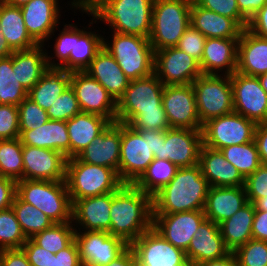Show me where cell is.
Listing matches in <instances>:
<instances>
[{"label":"cell","instance_id":"cell-1","mask_svg":"<svg viewBox=\"0 0 267 266\" xmlns=\"http://www.w3.org/2000/svg\"><path fill=\"white\" fill-rule=\"evenodd\" d=\"M72 1V0H71ZM75 10L92 16L91 22H104L113 32L149 38L154 0H73Z\"/></svg>","mask_w":267,"mask_h":266},{"label":"cell","instance_id":"cell-2","mask_svg":"<svg viewBox=\"0 0 267 266\" xmlns=\"http://www.w3.org/2000/svg\"><path fill=\"white\" fill-rule=\"evenodd\" d=\"M153 223L152 197L133 184H123L111 192L110 230L129 245L149 230Z\"/></svg>","mask_w":267,"mask_h":266},{"label":"cell","instance_id":"cell-3","mask_svg":"<svg viewBox=\"0 0 267 266\" xmlns=\"http://www.w3.org/2000/svg\"><path fill=\"white\" fill-rule=\"evenodd\" d=\"M209 188L199 164L178 168L170 182L152 197L153 214L203 210Z\"/></svg>","mask_w":267,"mask_h":266},{"label":"cell","instance_id":"cell-4","mask_svg":"<svg viewBox=\"0 0 267 266\" xmlns=\"http://www.w3.org/2000/svg\"><path fill=\"white\" fill-rule=\"evenodd\" d=\"M165 131H137L121 123L119 178L124 184H133L156 158L161 159Z\"/></svg>","mask_w":267,"mask_h":266},{"label":"cell","instance_id":"cell-5","mask_svg":"<svg viewBox=\"0 0 267 266\" xmlns=\"http://www.w3.org/2000/svg\"><path fill=\"white\" fill-rule=\"evenodd\" d=\"M65 182L71 203L115 192L124 184L114 169L88 164L78 157L67 159Z\"/></svg>","mask_w":267,"mask_h":266},{"label":"cell","instance_id":"cell-6","mask_svg":"<svg viewBox=\"0 0 267 266\" xmlns=\"http://www.w3.org/2000/svg\"><path fill=\"white\" fill-rule=\"evenodd\" d=\"M16 195L41 210L54 223L72 221V203L65 180H29L16 183Z\"/></svg>","mask_w":267,"mask_h":266},{"label":"cell","instance_id":"cell-7","mask_svg":"<svg viewBox=\"0 0 267 266\" xmlns=\"http://www.w3.org/2000/svg\"><path fill=\"white\" fill-rule=\"evenodd\" d=\"M111 32V42L109 38L103 37V47L113 56L130 80L154 73L155 51L149 38Z\"/></svg>","mask_w":267,"mask_h":266},{"label":"cell","instance_id":"cell-8","mask_svg":"<svg viewBox=\"0 0 267 266\" xmlns=\"http://www.w3.org/2000/svg\"><path fill=\"white\" fill-rule=\"evenodd\" d=\"M192 0H154L149 41L158 51L178 45L190 26Z\"/></svg>","mask_w":267,"mask_h":266},{"label":"cell","instance_id":"cell-9","mask_svg":"<svg viewBox=\"0 0 267 266\" xmlns=\"http://www.w3.org/2000/svg\"><path fill=\"white\" fill-rule=\"evenodd\" d=\"M201 125L234 112L229 75L202 74L192 83Z\"/></svg>","mask_w":267,"mask_h":266},{"label":"cell","instance_id":"cell-10","mask_svg":"<svg viewBox=\"0 0 267 266\" xmlns=\"http://www.w3.org/2000/svg\"><path fill=\"white\" fill-rule=\"evenodd\" d=\"M163 89L164 84L155 73L130 80L129 86L117 101L116 121L128 125L142 111L164 110Z\"/></svg>","mask_w":267,"mask_h":266},{"label":"cell","instance_id":"cell-11","mask_svg":"<svg viewBox=\"0 0 267 266\" xmlns=\"http://www.w3.org/2000/svg\"><path fill=\"white\" fill-rule=\"evenodd\" d=\"M256 123L232 112L202 125L203 145L220 150L231 145H240L254 140Z\"/></svg>","mask_w":267,"mask_h":266},{"label":"cell","instance_id":"cell-12","mask_svg":"<svg viewBox=\"0 0 267 266\" xmlns=\"http://www.w3.org/2000/svg\"><path fill=\"white\" fill-rule=\"evenodd\" d=\"M130 247L138 266L193 265L183 250L169 243L153 227L134 240Z\"/></svg>","mask_w":267,"mask_h":266},{"label":"cell","instance_id":"cell-13","mask_svg":"<svg viewBox=\"0 0 267 266\" xmlns=\"http://www.w3.org/2000/svg\"><path fill=\"white\" fill-rule=\"evenodd\" d=\"M82 266H103L119 257L130 245L107 231H75Z\"/></svg>","mask_w":267,"mask_h":266},{"label":"cell","instance_id":"cell-14","mask_svg":"<svg viewBox=\"0 0 267 266\" xmlns=\"http://www.w3.org/2000/svg\"><path fill=\"white\" fill-rule=\"evenodd\" d=\"M234 112L254 121H267V93L256 76L240 72L230 75Z\"/></svg>","mask_w":267,"mask_h":266},{"label":"cell","instance_id":"cell-15","mask_svg":"<svg viewBox=\"0 0 267 266\" xmlns=\"http://www.w3.org/2000/svg\"><path fill=\"white\" fill-rule=\"evenodd\" d=\"M154 73L166 85H187L203 73L200 63L178 47L155 51Z\"/></svg>","mask_w":267,"mask_h":266},{"label":"cell","instance_id":"cell-16","mask_svg":"<svg viewBox=\"0 0 267 266\" xmlns=\"http://www.w3.org/2000/svg\"><path fill=\"white\" fill-rule=\"evenodd\" d=\"M70 85L81 112L95 114L116 122L117 101L85 71L71 72Z\"/></svg>","mask_w":267,"mask_h":266},{"label":"cell","instance_id":"cell-17","mask_svg":"<svg viewBox=\"0 0 267 266\" xmlns=\"http://www.w3.org/2000/svg\"><path fill=\"white\" fill-rule=\"evenodd\" d=\"M162 105L170 128L202 130L192 84L164 86Z\"/></svg>","mask_w":267,"mask_h":266},{"label":"cell","instance_id":"cell-18","mask_svg":"<svg viewBox=\"0 0 267 266\" xmlns=\"http://www.w3.org/2000/svg\"><path fill=\"white\" fill-rule=\"evenodd\" d=\"M205 219L203 210L153 214L152 227L173 246L186 252L191 239Z\"/></svg>","mask_w":267,"mask_h":266},{"label":"cell","instance_id":"cell-19","mask_svg":"<svg viewBox=\"0 0 267 266\" xmlns=\"http://www.w3.org/2000/svg\"><path fill=\"white\" fill-rule=\"evenodd\" d=\"M202 145L201 130L169 128L162 142L161 159L169 160L178 168L194 166L199 163Z\"/></svg>","mask_w":267,"mask_h":266},{"label":"cell","instance_id":"cell-20","mask_svg":"<svg viewBox=\"0 0 267 266\" xmlns=\"http://www.w3.org/2000/svg\"><path fill=\"white\" fill-rule=\"evenodd\" d=\"M59 0H30L20 7L28 34L38 45H46L60 24Z\"/></svg>","mask_w":267,"mask_h":266},{"label":"cell","instance_id":"cell-21","mask_svg":"<svg viewBox=\"0 0 267 266\" xmlns=\"http://www.w3.org/2000/svg\"><path fill=\"white\" fill-rule=\"evenodd\" d=\"M23 179L65 180L67 158L60 152L22 145Z\"/></svg>","mask_w":267,"mask_h":266},{"label":"cell","instance_id":"cell-22","mask_svg":"<svg viewBox=\"0 0 267 266\" xmlns=\"http://www.w3.org/2000/svg\"><path fill=\"white\" fill-rule=\"evenodd\" d=\"M121 123L112 122L77 157L88 164L114 169L119 176Z\"/></svg>","mask_w":267,"mask_h":266},{"label":"cell","instance_id":"cell-23","mask_svg":"<svg viewBox=\"0 0 267 266\" xmlns=\"http://www.w3.org/2000/svg\"><path fill=\"white\" fill-rule=\"evenodd\" d=\"M110 208L111 193L74 201L72 223L75 231L108 232L110 230Z\"/></svg>","mask_w":267,"mask_h":266},{"label":"cell","instance_id":"cell-24","mask_svg":"<svg viewBox=\"0 0 267 266\" xmlns=\"http://www.w3.org/2000/svg\"><path fill=\"white\" fill-rule=\"evenodd\" d=\"M238 39L207 38L200 63L202 73L230 76L236 72Z\"/></svg>","mask_w":267,"mask_h":266},{"label":"cell","instance_id":"cell-25","mask_svg":"<svg viewBox=\"0 0 267 266\" xmlns=\"http://www.w3.org/2000/svg\"><path fill=\"white\" fill-rule=\"evenodd\" d=\"M230 252L221 236L219 225L205 219L191 239L185 253L193 266H197L205 261L223 258Z\"/></svg>","mask_w":267,"mask_h":266},{"label":"cell","instance_id":"cell-26","mask_svg":"<svg viewBox=\"0 0 267 266\" xmlns=\"http://www.w3.org/2000/svg\"><path fill=\"white\" fill-rule=\"evenodd\" d=\"M198 164L210 187H238L245 185V179L237 168L225 159L220 150L202 145Z\"/></svg>","mask_w":267,"mask_h":266},{"label":"cell","instance_id":"cell-27","mask_svg":"<svg viewBox=\"0 0 267 266\" xmlns=\"http://www.w3.org/2000/svg\"><path fill=\"white\" fill-rule=\"evenodd\" d=\"M248 203L244 186L210 187L204 206V214L219 225Z\"/></svg>","mask_w":267,"mask_h":266},{"label":"cell","instance_id":"cell-28","mask_svg":"<svg viewBox=\"0 0 267 266\" xmlns=\"http://www.w3.org/2000/svg\"><path fill=\"white\" fill-rule=\"evenodd\" d=\"M85 72L97 80L116 101L130 83V79L104 47L96 54Z\"/></svg>","mask_w":267,"mask_h":266},{"label":"cell","instance_id":"cell-29","mask_svg":"<svg viewBox=\"0 0 267 266\" xmlns=\"http://www.w3.org/2000/svg\"><path fill=\"white\" fill-rule=\"evenodd\" d=\"M237 72L256 77L267 73V39L247 28L238 39Z\"/></svg>","mask_w":267,"mask_h":266},{"label":"cell","instance_id":"cell-30","mask_svg":"<svg viewBox=\"0 0 267 266\" xmlns=\"http://www.w3.org/2000/svg\"><path fill=\"white\" fill-rule=\"evenodd\" d=\"M70 139V159L77 157L112 122L99 115L80 112L66 121Z\"/></svg>","mask_w":267,"mask_h":266},{"label":"cell","instance_id":"cell-31","mask_svg":"<svg viewBox=\"0 0 267 266\" xmlns=\"http://www.w3.org/2000/svg\"><path fill=\"white\" fill-rule=\"evenodd\" d=\"M22 145L52 149L70 159V139L66 121L49 120L39 128L20 131Z\"/></svg>","mask_w":267,"mask_h":266},{"label":"cell","instance_id":"cell-32","mask_svg":"<svg viewBox=\"0 0 267 266\" xmlns=\"http://www.w3.org/2000/svg\"><path fill=\"white\" fill-rule=\"evenodd\" d=\"M190 24L206 38H240L243 28L234 20L202 8L193 0Z\"/></svg>","mask_w":267,"mask_h":266},{"label":"cell","instance_id":"cell-33","mask_svg":"<svg viewBox=\"0 0 267 266\" xmlns=\"http://www.w3.org/2000/svg\"><path fill=\"white\" fill-rule=\"evenodd\" d=\"M88 28V29H87ZM90 27L78 28L72 24V45L69 55V72L85 71L103 47V35L88 31ZM87 30V31H86Z\"/></svg>","mask_w":267,"mask_h":266},{"label":"cell","instance_id":"cell-34","mask_svg":"<svg viewBox=\"0 0 267 266\" xmlns=\"http://www.w3.org/2000/svg\"><path fill=\"white\" fill-rule=\"evenodd\" d=\"M70 77L71 73L64 68L48 66L27 97L47 111L68 88Z\"/></svg>","mask_w":267,"mask_h":266},{"label":"cell","instance_id":"cell-35","mask_svg":"<svg viewBox=\"0 0 267 266\" xmlns=\"http://www.w3.org/2000/svg\"><path fill=\"white\" fill-rule=\"evenodd\" d=\"M1 33L13 51L28 50L38 44L28 34L20 7L0 0Z\"/></svg>","mask_w":267,"mask_h":266},{"label":"cell","instance_id":"cell-36","mask_svg":"<svg viewBox=\"0 0 267 266\" xmlns=\"http://www.w3.org/2000/svg\"><path fill=\"white\" fill-rule=\"evenodd\" d=\"M255 215V205L248 202L229 219L219 224L221 236L226 247L234 252L239 246L246 244L252 238V225Z\"/></svg>","mask_w":267,"mask_h":266},{"label":"cell","instance_id":"cell-37","mask_svg":"<svg viewBox=\"0 0 267 266\" xmlns=\"http://www.w3.org/2000/svg\"><path fill=\"white\" fill-rule=\"evenodd\" d=\"M45 45H37L28 50L16 51V76L18 82L29 92L40 80L48 67Z\"/></svg>","mask_w":267,"mask_h":266},{"label":"cell","instance_id":"cell-38","mask_svg":"<svg viewBox=\"0 0 267 266\" xmlns=\"http://www.w3.org/2000/svg\"><path fill=\"white\" fill-rule=\"evenodd\" d=\"M28 92L16 76V51L10 57L0 58V104L18 106Z\"/></svg>","mask_w":267,"mask_h":266},{"label":"cell","instance_id":"cell-39","mask_svg":"<svg viewBox=\"0 0 267 266\" xmlns=\"http://www.w3.org/2000/svg\"><path fill=\"white\" fill-rule=\"evenodd\" d=\"M177 170L169 160L155 158L133 185L153 197L170 182Z\"/></svg>","mask_w":267,"mask_h":266},{"label":"cell","instance_id":"cell-40","mask_svg":"<svg viewBox=\"0 0 267 266\" xmlns=\"http://www.w3.org/2000/svg\"><path fill=\"white\" fill-rule=\"evenodd\" d=\"M12 209L27 239L51 227L54 222L32 204L22 201L17 195L13 200Z\"/></svg>","mask_w":267,"mask_h":266},{"label":"cell","instance_id":"cell-41","mask_svg":"<svg viewBox=\"0 0 267 266\" xmlns=\"http://www.w3.org/2000/svg\"><path fill=\"white\" fill-rule=\"evenodd\" d=\"M225 159L233 164L244 179L254 173L261 165L255 141L231 145L220 149Z\"/></svg>","mask_w":267,"mask_h":266},{"label":"cell","instance_id":"cell-42","mask_svg":"<svg viewBox=\"0 0 267 266\" xmlns=\"http://www.w3.org/2000/svg\"><path fill=\"white\" fill-rule=\"evenodd\" d=\"M30 239L41 248L56 254L75 240V228L72 221L54 223Z\"/></svg>","mask_w":267,"mask_h":266},{"label":"cell","instance_id":"cell-43","mask_svg":"<svg viewBox=\"0 0 267 266\" xmlns=\"http://www.w3.org/2000/svg\"><path fill=\"white\" fill-rule=\"evenodd\" d=\"M1 176L15 180L23 179V156L20 138L0 140Z\"/></svg>","mask_w":267,"mask_h":266},{"label":"cell","instance_id":"cell-44","mask_svg":"<svg viewBox=\"0 0 267 266\" xmlns=\"http://www.w3.org/2000/svg\"><path fill=\"white\" fill-rule=\"evenodd\" d=\"M26 240L12 207L0 210V250L21 249Z\"/></svg>","mask_w":267,"mask_h":266},{"label":"cell","instance_id":"cell-45","mask_svg":"<svg viewBox=\"0 0 267 266\" xmlns=\"http://www.w3.org/2000/svg\"><path fill=\"white\" fill-rule=\"evenodd\" d=\"M61 30L62 31H59L60 33L57 36L58 38H55L56 40L53 48V53L55 55L51 56L49 55L50 52L46 51L47 65L49 67L64 68L69 72V55L72 45V23L64 24V28ZM54 58L57 60H54Z\"/></svg>","mask_w":267,"mask_h":266},{"label":"cell","instance_id":"cell-46","mask_svg":"<svg viewBox=\"0 0 267 266\" xmlns=\"http://www.w3.org/2000/svg\"><path fill=\"white\" fill-rule=\"evenodd\" d=\"M239 266H267V242L251 239L234 252Z\"/></svg>","mask_w":267,"mask_h":266},{"label":"cell","instance_id":"cell-47","mask_svg":"<svg viewBox=\"0 0 267 266\" xmlns=\"http://www.w3.org/2000/svg\"><path fill=\"white\" fill-rule=\"evenodd\" d=\"M50 120L68 121L81 112L78 100L71 85L56 99L46 111Z\"/></svg>","mask_w":267,"mask_h":266},{"label":"cell","instance_id":"cell-48","mask_svg":"<svg viewBox=\"0 0 267 266\" xmlns=\"http://www.w3.org/2000/svg\"><path fill=\"white\" fill-rule=\"evenodd\" d=\"M18 111L19 131L35 130L50 120L46 110L28 97L18 105Z\"/></svg>","mask_w":267,"mask_h":266},{"label":"cell","instance_id":"cell-49","mask_svg":"<svg viewBox=\"0 0 267 266\" xmlns=\"http://www.w3.org/2000/svg\"><path fill=\"white\" fill-rule=\"evenodd\" d=\"M204 9L234 19L243 29L247 28L248 20L240 13L236 0H193Z\"/></svg>","mask_w":267,"mask_h":266},{"label":"cell","instance_id":"cell-50","mask_svg":"<svg viewBox=\"0 0 267 266\" xmlns=\"http://www.w3.org/2000/svg\"><path fill=\"white\" fill-rule=\"evenodd\" d=\"M128 125L137 131H166L170 128L165 110L142 111Z\"/></svg>","mask_w":267,"mask_h":266},{"label":"cell","instance_id":"cell-51","mask_svg":"<svg viewBox=\"0 0 267 266\" xmlns=\"http://www.w3.org/2000/svg\"><path fill=\"white\" fill-rule=\"evenodd\" d=\"M20 137L18 106L0 104V140Z\"/></svg>","mask_w":267,"mask_h":266},{"label":"cell","instance_id":"cell-52","mask_svg":"<svg viewBox=\"0 0 267 266\" xmlns=\"http://www.w3.org/2000/svg\"><path fill=\"white\" fill-rule=\"evenodd\" d=\"M247 200L255 203L258 199L267 196V165L260 167L245 179Z\"/></svg>","mask_w":267,"mask_h":266},{"label":"cell","instance_id":"cell-53","mask_svg":"<svg viewBox=\"0 0 267 266\" xmlns=\"http://www.w3.org/2000/svg\"><path fill=\"white\" fill-rule=\"evenodd\" d=\"M206 39L207 38L199 30L195 29L190 24L183 36L180 38L179 43L176 47L189 54L195 60L201 63Z\"/></svg>","mask_w":267,"mask_h":266},{"label":"cell","instance_id":"cell-54","mask_svg":"<svg viewBox=\"0 0 267 266\" xmlns=\"http://www.w3.org/2000/svg\"><path fill=\"white\" fill-rule=\"evenodd\" d=\"M21 249L26 254L31 266H50L53 253L41 248L31 239H27Z\"/></svg>","mask_w":267,"mask_h":266},{"label":"cell","instance_id":"cell-55","mask_svg":"<svg viewBox=\"0 0 267 266\" xmlns=\"http://www.w3.org/2000/svg\"><path fill=\"white\" fill-rule=\"evenodd\" d=\"M50 266H82L74 240L68 247L51 256Z\"/></svg>","mask_w":267,"mask_h":266},{"label":"cell","instance_id":"cell-56","mask_svg":"<svg viewBox=\"0 0 267 266\" xmlns=\"http://www.w3.org/2000/svg\"><path fill=\"white\" fill-rule=\"evenodd\" d=\"M0 266H31L22 249L0 250Z\"/></svg>","mask_w":267,"mask_h":266},{"label":"cell","instance_id":"cell-57","mask_svg":"<svg viewBox=\"0 0 267 266\" xmlns=\"http://www.w3.org/2000/svg\"><path fill=\"white\" fill-rule=\"evenodd\" d=\"M16 181L7 177H0V210L9 208L16 195Z\"/></svg>","mask_w":267,"mask_h":266},{"label":"cell","instance_id":"cell-58","mask_svg":"<svg viewBox=\"0 0 267 266\" xmlns=\"http://www.w3.org/2000/svg\"><path fill=\"white\" fill-rule=\"evenodd\" d=\"M247 29L256 36L267 39V3L249 20Z\"/></svg>","mask_w":267,"mask_h":266},{"label":"cell","instance_id":"cell-59","mask_svg":"<svg viewBox=\"0 0 267 266\" xmlns=\"http://www.w3.org/2000/svg\"><path fill=\"white\" fill-rule=\"evenodd\" d=\"M254 141L261 164L267 165V121L256 125Z\"/></svg>","mask_w":267,"mask_h":266},{"label":"cell","instance_id":"cell-60","mask_svg":"<svg viewBox=\"0 0 267 266\" xmlns=\"http://www.w3.org/2000/svg\"><path fill=\"white\" fill-rule=\"evenodd\" d=\"M252 238L267 242V211L255 210Z\"/></svg>","mask_w":267,"mask_h":266},{"label":"cell","instance_id":"cell-61","mask_svg":"<svg viewBox=\"0 0 267 266\" xmlns=\"http://www.w3.org/2000/svg\"><path fill=\"white\" fill-rule=\"evenodd\" d=\"M240 13L249 21L267 0H236Z\"/></svg>","mask_w":267,"mask_h":266},{"label":"cell","instance_id":"cell-62","mask_svg":"<svg viewBox=\"0 0 267 266\" xmlns=\"http://www.w3.org/2000/svg\"><path fill=\"white\" fill-rule=\"evenodd\" d=\"M103 266H138L136 256L129 246L119 257Z\"/></svg>","mask_w":267,"mask_h":266},{"label":"cell","instance_id":"cell-63","mask_svg":"<svg viewBox=\"0 0 267 266\" xmlns=\"http://www.w3.org/2000/svg\"><path fill=\"white\" fill-rule=\"evenodd\" d=\"M197 266H239L235 254L230 252L223 258L209 260L198 264Z\"/></svg>","mask_w":267,"mask_h":266},{"label":"cell","instance_id":"cell-64","mask_svg":"<svg viewBox=\"0 0 267 266\" xmlns=\"http://www.w3.org/2000/svg\"><path fill=\"white\" fill-rule=\"evenodd\" d=\"M14 51L9 47L7 41L1 33V24H0V58H7L12 55Z\"/></svg>","mask_w":267,"mask_h":266},{"label":"cell","instance_id":"cell-65","mask_svg":"<svg viewBox=\"0 0 267 266\" xmlns=\"http://www.w3.org/2000/svg\"><path fill=\"white\" fill-rule=\"evenodd\" d=\"M255 210H264L267 211V196L264 198L258 199L255 203Z\"/></svg>","mask_w":267,"mask_h":266},{"label":"cell","instance_id":"cell-66","mask_svg":"<svg viewBox=\"0 0 267 266\" xmlns=\"http://www.w3.org/2000/svg\"><path fill=\"white\" fill-rule=\"evenodd\" d=\"M2 1H4L6 4L11 5V6L22 7L26 3H28L30 0H2Z\"/></svg>","mask_w":267,"mask_h":266},{"label":"cell","instance_id":"cell-67","mask_svg":"<svg viewBox=\"0 0 267 266\" xmlns=\"http://www.w3.org/2000/svg\"><path fill=\"white\" fill-rule=\"evenodd\" d=\"M258 79L260 81L261 87L267 93V73L258 76Z\"/></svg>","mask_w":267,"mask_h":266},{"label":"cell","instance_id":"cell-68","mask_svg":"<svg viewBox=\"0 0 267 266\" xmlns=\"http://www.w3.org/2000/svg\"><path fill=\"white\" fill-rule=\"evenodd\" d=\"M173 266H193V265H173Z\"/></svg>","mask_w":267,"mask_h":266}]
</instances>
